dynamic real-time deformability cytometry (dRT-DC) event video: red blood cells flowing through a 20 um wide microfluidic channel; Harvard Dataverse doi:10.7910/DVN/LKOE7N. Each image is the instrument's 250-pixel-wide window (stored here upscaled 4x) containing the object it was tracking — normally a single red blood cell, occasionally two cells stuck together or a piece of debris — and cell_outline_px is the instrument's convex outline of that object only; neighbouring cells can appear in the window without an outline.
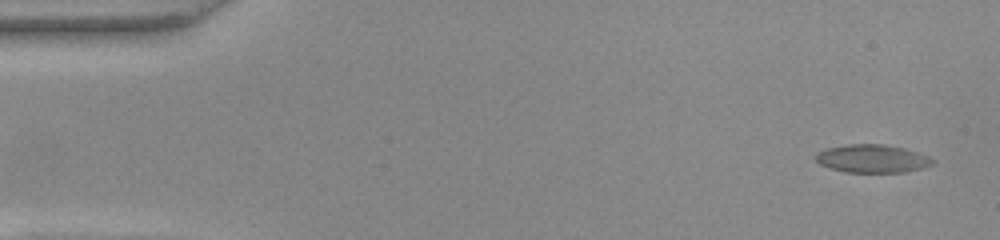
{"species": "common noctule bat (a hibernating species)", "species_latin": "Nyctalus noctula", "temperature_condition": "warm", "stored_images_in_passage": 53, "camera_frame_rate_fps": 3000, "um_per_image_px": 0.085, "animal": {"sex": "female", "body_mass_g": 22.0, "forearm_length_mm": 56.7}, "frame": {"image": 1, "passage_image": 3, "time_ms": 0.667, "image_size_px": [1000, 240], "cell_outline_px": [[936, 160], [932, 164], [924, 168], [904, 172], [848, 172], [832, 168], [820, 164], [816, 160], [816, 152], [828, 148], [848, 144], [884, 144], [904, 148], [928, 156]], "centroid_in_image_um": [74.17, 13.48], "position_along_channel_um": 10.8, "area_um2": 19.02}}
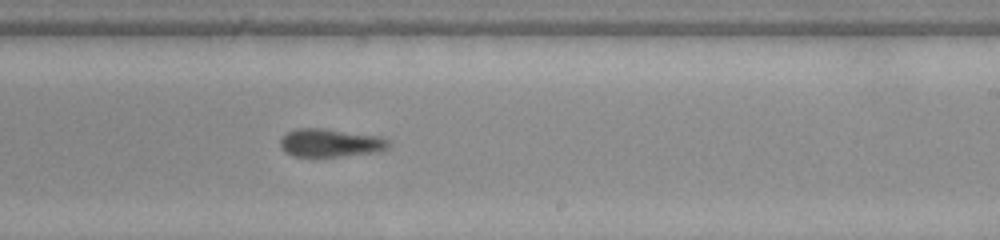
{"frame": {"image": 2, "passage_image": 32, "time_ms": 10.333, "image_size_px": [1000, 240], "cell_outline_px": [[388, 148], [376, 152], [340, 156], [292, 156], [284, 152], [280, 144], [280, 140], [288, 132], [296, 128], [324, 128], [380, 136], [388, 140]], "centroid_in_image_um": [28.06, 12.13], "position_along_channel_um": 260.9, "area_um2": 17.69}}
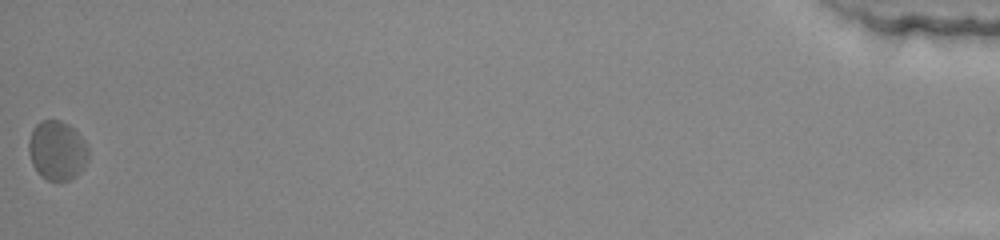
{"frame": {"image": 3, "passage_image": 53, "time_ms": 17.333, "image_size_px": [1000, 240], "cell_outline_px": [[88, 160], [84, 168], [76, 176], [60, 184], [48, 180], [40, 176], [36, 172], [32, 164], [28, 152], [28, 140], [32, 128], [40, 120], [60, 120], [68, 124], [84, 140], [88, 148]], "centroid_in_image_um": [4.83, 12.83], "position_along_channel_um": 430.4, "area_um2": 21.15}, "authors_computed_cell_mechanics": {"area_um2": 18.5538, "velocity_mm_per_s": 3.8692, "shape_relaxation_time_tau1_ms": 5.878, "shape_relaxation_time_tau2_ms": 2.9625, "deformation_change_tau1": 0.1444, "deformation_change_tau2": 0.0855}}